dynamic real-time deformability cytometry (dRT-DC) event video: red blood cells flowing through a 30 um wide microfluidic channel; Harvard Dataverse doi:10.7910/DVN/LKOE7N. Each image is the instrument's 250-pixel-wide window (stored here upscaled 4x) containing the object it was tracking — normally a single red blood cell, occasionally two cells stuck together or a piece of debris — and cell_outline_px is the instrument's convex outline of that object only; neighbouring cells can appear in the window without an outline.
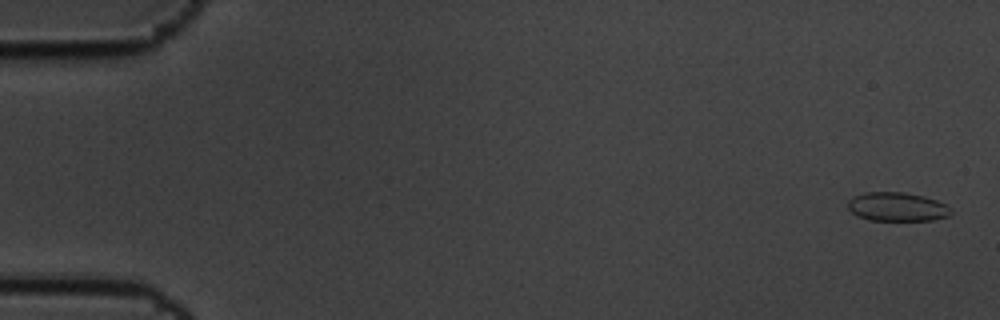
{"species": "common noctule bat (a hibernating species)", "species_latin": "Nyctalus noctula", "temperature_condition": "cold", "stored_images_in_passage": 6, "camera_frame_rate_fps": 3000, "um_per_image_px": 0.085, "animal": {"sex": "male", "body_mass_g": 19.5, "forearm_length_mm": 54.6}, "frame": {"image": 1, "passage_image": 1, "time_ms": 0.0, "image_size_px": [1000, 320], "cell_outline_px": [[952, 212], [948, 216], [932, 220], [868, 220], [856, 216], [848, 208], [848, 200], [852, 196], [864, 192], [904, 192], [924, 196], [948, 204], [952, 208]], "centroid_in_image_um": [76.25, 17.57], "position_along_channel_um": 8.7, "area_um2": 17.57}}
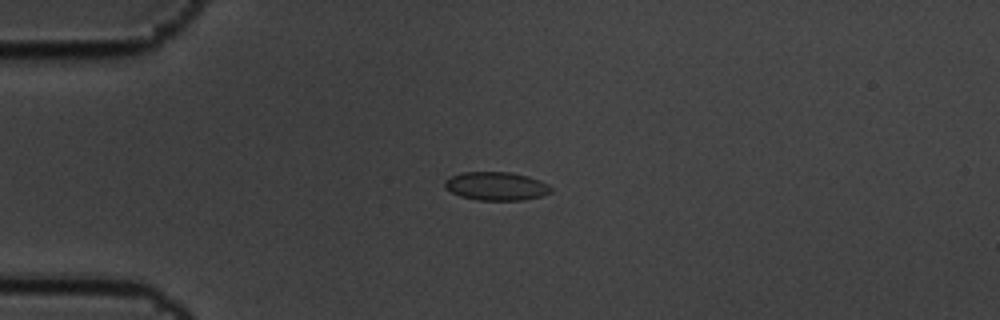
{"frame": {"image": 2, "passage_image": 4, "time_ms": 1.0, "image_size_px": [1000, 320], "cell_outline_px": [[552, 192], [540, 196], [524, 200], [476, 200], [460, 196], [452, 192], [444, 184], [444, 180], [452, 176], [464, 172], [512, 172], [528, 176], [540, 180], [548, 184], [552, 188]], "centroid_in_image_um": [42.21, 15.82], "position_along_channel_um": 42.8, "area_um2": 17.57}}
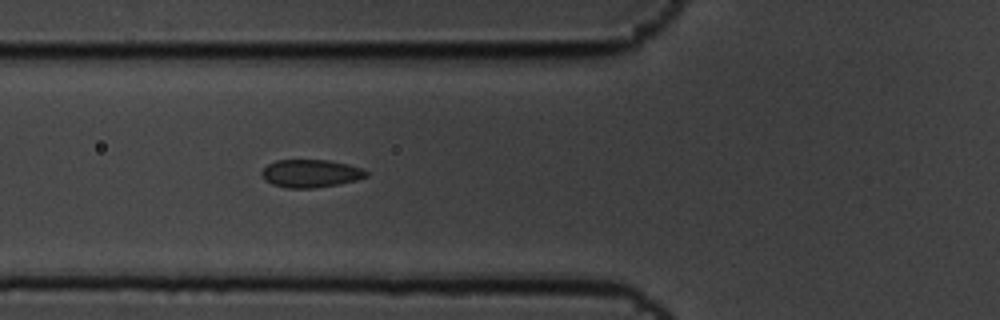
{"frame": {"image": 3, "passage_image": 6, "time_ms": 1.667, "image_size_px": [1000, 320], "cell_outline_px": [[368, 176], [356, 180], [340, 184], [312, 188], [288, 188], [272, 184], [264, 180], [260, 172], [268, 164], [276, 160], [328, 160], [348, 164], [364, 168], [368, 172]], "centroid_in_image_um": [26.42, 14.74], "position_along_channel_um": 99.4, "area_um2": 17.11}}